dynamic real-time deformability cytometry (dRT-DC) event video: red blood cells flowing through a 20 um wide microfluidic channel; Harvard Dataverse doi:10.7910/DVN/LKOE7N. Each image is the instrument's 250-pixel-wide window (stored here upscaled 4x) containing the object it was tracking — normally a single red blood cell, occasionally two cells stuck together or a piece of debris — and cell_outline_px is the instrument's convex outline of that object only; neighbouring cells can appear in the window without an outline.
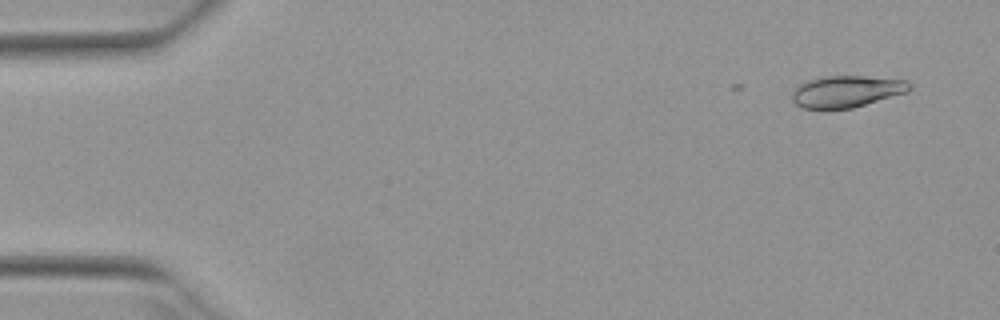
{"species": "Egyptian fruit bat (a non-hibernating species)", "species_latin": "Rousettus aegyptiacus", "temperature_condition": "warm", "stored_images_in_passage": 8, "camera_frame_rate_fps": 3000, "um_per_image_px": 0.085, "animal": {"sex": "female"}, "frame": {"image": 1, "passage_image": 2, "time_ms": 0.333, "image_size_px": [1000, 320], "cell_outline_px": [[912, 88], [908, 92], [852, 108], [800, 108], [792, 100], [792, 92], [800, 84], [808, 80], [828, 76], [864, 76], [908, 80], [912, 84]], "centroid_in_image_um": [72.0, 7.76], "position_along_channel_um": 13.0, "area_um2": 21.62}}